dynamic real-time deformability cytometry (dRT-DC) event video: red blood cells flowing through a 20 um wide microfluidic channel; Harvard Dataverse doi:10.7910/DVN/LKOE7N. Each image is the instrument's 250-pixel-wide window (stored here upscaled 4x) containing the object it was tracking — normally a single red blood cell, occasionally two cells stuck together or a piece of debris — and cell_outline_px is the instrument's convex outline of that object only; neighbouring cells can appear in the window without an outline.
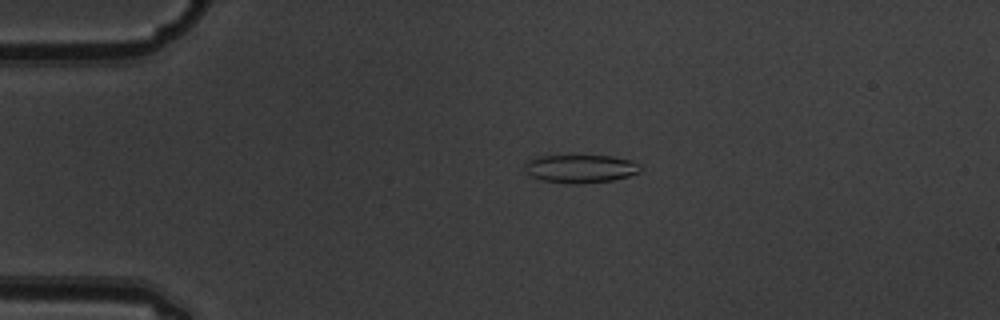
{"species": "common noctule bat (a hibernating species)", "species_latin": "Nyctalus noctula", "temperature_condition": "warm", "stored_images_in_passage": 2, "camera_frame_rate_fps": 3000, "um_per_image_px": 0.085, "animal": {"sex": "male", "body_mass_g": 19.5, "forearm_length_mm": 54.6}, "frame": {"image": 1, "passage_image": 1, "time_ms": 0.0, "image_size_px": [1000, 320], "cell_outline_px": [[640, 172], [628, 176], [612, 180], [580, 184], [572, 184], [540, 180], [524, 172], [524, 164], [528, 160], [536, 156], [572, 152], [612, 156], [632, 160], [640, 164]], "centroid_in_image_um": [49.28, 14.27], "position_along_channel_um": 35.7, "area_um2": 20.23}}